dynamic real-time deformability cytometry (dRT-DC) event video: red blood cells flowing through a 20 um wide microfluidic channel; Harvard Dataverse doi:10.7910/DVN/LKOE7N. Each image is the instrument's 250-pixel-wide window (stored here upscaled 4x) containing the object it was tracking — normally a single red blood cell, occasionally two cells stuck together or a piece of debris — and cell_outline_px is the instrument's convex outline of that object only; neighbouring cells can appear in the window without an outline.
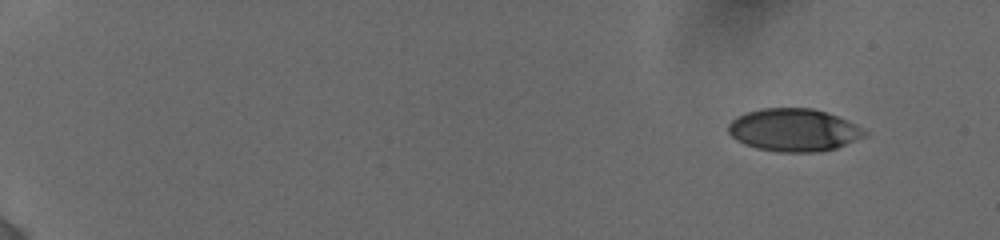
{"species": "human", "species_latin": "Homo sapiens", "temperature_condition": "cold", "stored_images_in_passage": 83, "camera_frame_rate_fps": 3000, "um_per_image_px": 0.085, "donor": {"sex": "female"}, "frame": {"image": 1, "passage_image": 1, "time_ms": 0.0, "image_size_px": [1000, 240], "cell_outline_px": [[868, 136], [836, 148], [816, 152], [780, 152], [756, 148], [744, 144], [736, 140], [728, 132], [728, 124], [736, 116], [744, 112], [760, 108], [812, 108], [836, 116], [864, 128], [868, 132]], "centroid_in_image_um": [67.46, 11.05], "position_along_channel_um": 17.5, "area_um2": 34.1}}
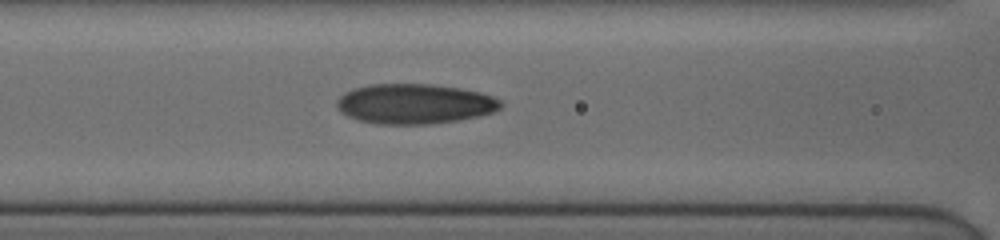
{"frame": {"image": 2, "passage_image": 49, "time_ms": 7.333, "image_size_px": [1000, 240], "cell_outline_px": [[504, 104], [500, 108], [492, 112], [480, 116], [460, 120], [432, 124], [376, 124], [356, 120], [340, 112], [336, 108], [336, 100], [344, 92], [352, 88], [368, 84], [432, 84], [460, 88], [480, 92], [492, 96], [500, 100]], "centroid_in_image_um": [35.21, 8.83], "position_along_channel_um": 131.4, "area_um2": 38.73}}
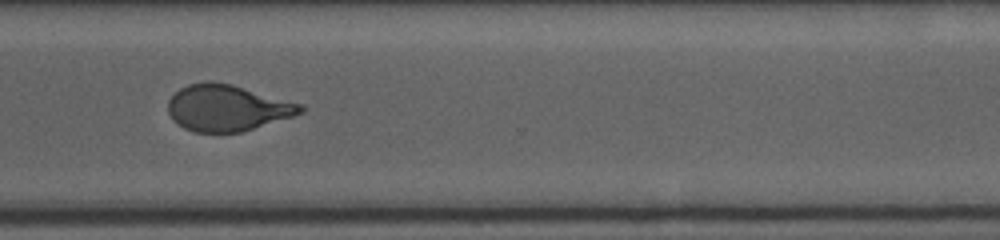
{"frame": {"image": 3, "passage_image": 82, "time_ms": 13.0, "image_size_px": [1000, 240], "cell_outline_px": [[304, 112], [292, 116], [240, 132], [192, 132], [184, 128], [172, 120], [168, 112], [168, 100], [180, 88], [188, 84], [204, 80], [212, 80], [232, 84], [304, 104]], "centroid_in_image_um": [19.29, 9.15], "position_along_channel_um": 351.3, "area_um2": 35.89}}